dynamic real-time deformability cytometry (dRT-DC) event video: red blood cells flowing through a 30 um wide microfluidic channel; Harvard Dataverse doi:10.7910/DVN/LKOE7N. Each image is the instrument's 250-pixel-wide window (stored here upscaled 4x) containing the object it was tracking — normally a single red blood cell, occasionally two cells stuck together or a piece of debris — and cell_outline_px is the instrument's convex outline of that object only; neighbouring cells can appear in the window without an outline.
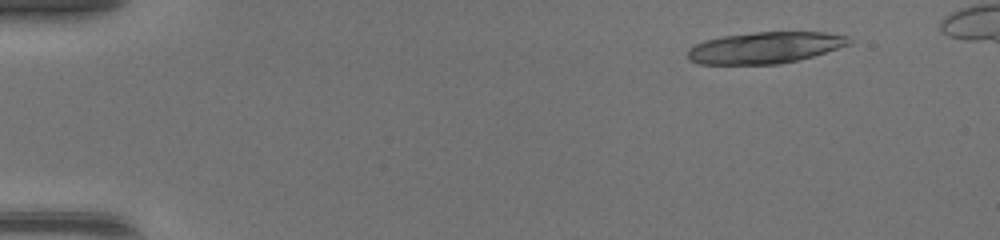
{"species": "common noctule bat (a hibernating species)", "species_latin": "Nyctalus noctula", "temperature_condition": "warm", "stored_images_in_passage": 19, "camera_frame_rate_fps": 3000, "um_per_image_px": 0.085, "animal": {"sex": "female", "body_mass_g": 17.0, "forearm_length_mm": 48.0}, "frame": {"image": 1, "passage_image": 6, "time_ms": 1.667, "image_size_px": [1000, 240], "cell_outline_px": [[852, 44], [812, 56], [780, 64], [696, 64], [688, 60], [688, 48], [704, 40], [724, 36], [756, 32], [824, 32], [848, 36], [852, 40]], "centroid_in_image_um": [65.02, 4.05], "position_along_channel_um": 20.0, "area_um2": 29.59}}